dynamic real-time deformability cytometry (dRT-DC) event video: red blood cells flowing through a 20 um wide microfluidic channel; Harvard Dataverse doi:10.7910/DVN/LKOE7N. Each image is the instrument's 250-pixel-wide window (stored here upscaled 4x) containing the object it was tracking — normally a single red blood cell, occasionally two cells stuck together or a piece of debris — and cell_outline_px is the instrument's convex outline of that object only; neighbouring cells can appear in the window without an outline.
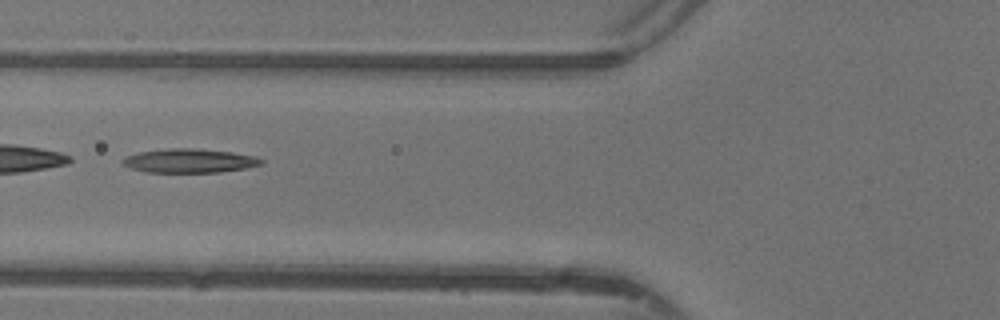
{"species": "common noctule bat (a hibernating species)", "species_latin": "Nyctalus noctula", "temperature_condition": "warm", "stored_images_in_passage": 46, "segment_of_instrument_passage": [2, 2], "camera_frame_rate_fps": 3000, "um_per_image_px": 0.085, "animal": {"sex": "female"}, "frame": {"image": 1, "passage_image": 19, "time_ms": 6.0, "image_size_px": [1000, 320], "cell_outline_px": [[264, 164], [248, 168], [220, 172], [144, 172], [132, 168], [124, 164], [120, 160], [124, 156], [140, 152], [168, 148], [192, 148], [232, 152], [256, 156], [264, 160]], "centroid_in_image_um": [16.14, 13.66], "position_along_channel_um": 109.7, "area_um2": 19.48}}
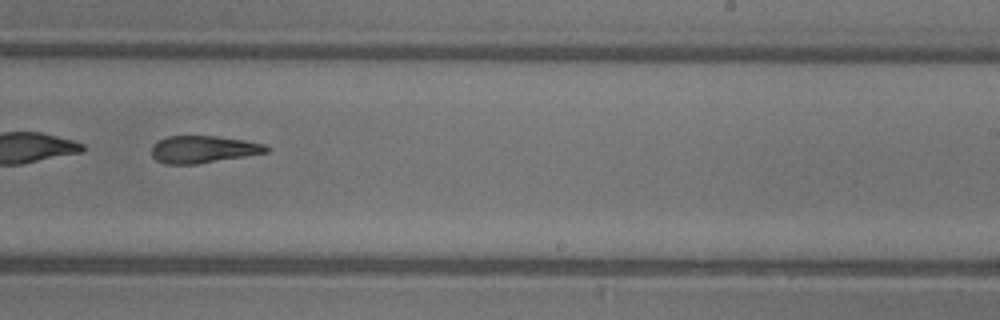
{"frame": {"image": 2, "passage_image": 30, "time_ms": 9.667, "image_size_px": [1000, 320], "cell_outline_px": [[272, 148], [268, 152], [196, 164], [164, 164], [156, 160], [152, 156], [152, 144], [168, 136], [216, 136], [244, 140], [264, 144]], "centroid_in_image_um": [17.27, 12.69], "position_along_channel_um": 271.7, "area_um2": 18.15}}
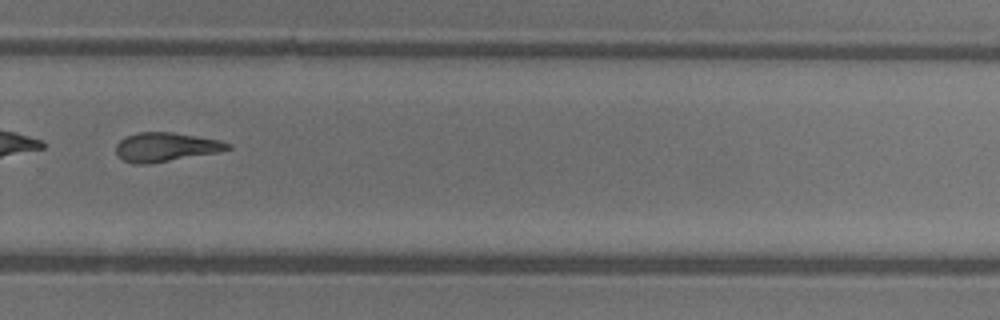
{"frame": {"image": 3, "passage_image": 33, "time_ms": 10.667, "image_size_px": [1000, 320], "cell_outline_px": [[232, 148], [220, 152], [148, 164], [132, 164], [124, 160], [116, 152], [116, 144], [120, 140], [136, 132], [172, 132], [220, 140], [232, 144]], "centroid_in_image_um": [14.12, 12.5], "position_along_channel_um": 315.7, "area_um2": 18.9}}